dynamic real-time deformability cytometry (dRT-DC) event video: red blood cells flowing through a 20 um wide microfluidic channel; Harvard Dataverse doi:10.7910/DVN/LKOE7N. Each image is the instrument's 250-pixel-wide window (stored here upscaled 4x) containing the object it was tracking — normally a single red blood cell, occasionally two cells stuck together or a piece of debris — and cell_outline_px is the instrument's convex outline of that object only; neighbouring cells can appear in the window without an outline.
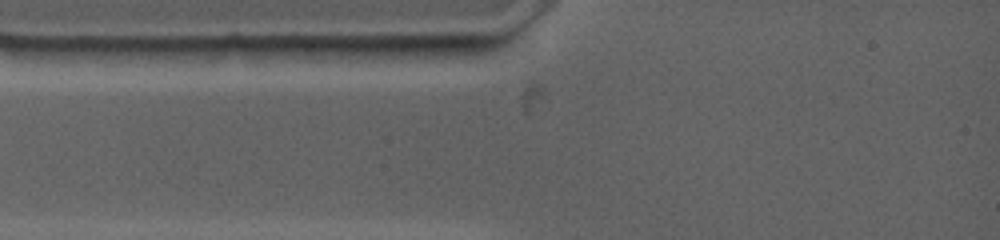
{"species": "common noctule bat (a hibernating species)", "species_latin": "Nyctalus noctula", "temperature_condition": "warm", "stored_images_in_passage": 2, "camera_frame_rate_fps": 4500, "um_per_image_px": 0.085, "animal": {"sex": "female", "body_mass_g": 19.0, "forearm_length_mm": 53.3}, "frame": {"image": 1, "passage_image": 1, "time_ms": 0.0, "image_size_px": [1000, 240], "cell_outline_px": [[432, 48], [424, 56], [308, 56], [300, 48], [300, 44], [428, 44]], "centroid_in_image_um": [31.08, 4.24], "position_along_channel_um": 53.9, "area_um2": 10.92}}